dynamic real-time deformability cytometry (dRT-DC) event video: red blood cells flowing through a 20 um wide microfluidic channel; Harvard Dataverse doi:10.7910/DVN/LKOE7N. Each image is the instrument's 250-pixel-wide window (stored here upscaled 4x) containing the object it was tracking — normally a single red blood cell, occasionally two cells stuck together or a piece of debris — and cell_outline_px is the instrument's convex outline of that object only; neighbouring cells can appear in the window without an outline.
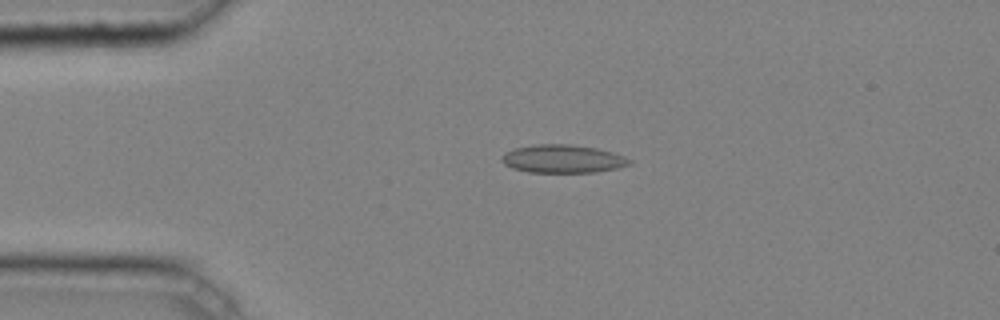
{"species": "common noctule bat (a hibernating species)", "species_latin": "Nyctalus noctula", "temperature_condition": "cold", "stored_images_in_passage": 4, "camera_frame_rate_fps": 3000, "um_per_image_px": 0.085, "animal": {"sex": "male", "body_mass_g": 20.4}, "frame": {"image": 1, "passage_image": 3, "time_ms": 0.667, "image_size_px": [1000, 320], "cell_outline_px": [[632, 164], [616, 168], [596, 172], [528, 172], [512, 168], [504, 164], [500, 160], [500, 156], [504, 152], [512, 148], [532, 144], [568, 144], [596, 148], [612, 152], [624, 156], [632, 160]], "centroid_in_image_um": [47.78, 13.49], "position_along_channel_um": 37.2, "area_um2": 21.15}}
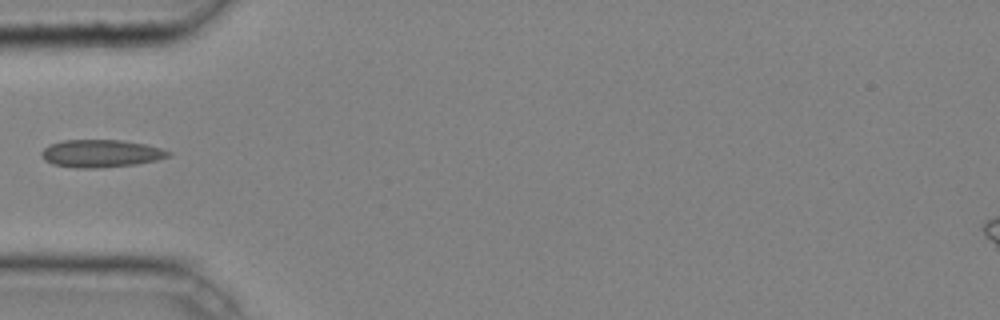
{"frame": {"image": 2, "passage_image": 4, "time_ms": 1.0, "image_size_px": [1000, 320], "cell_outline_px": [[172, 152], [168, 156], [156, 160], [136, 164], [100, 168], [76, 168], [52, 164], [44, 160], [40, 156], [40, 152], [48, 144], [64, 140], [120, 140], [144, 144], [160, 148]], "centroid_in_image_um": [8.51, 13.05], "position_along_channel_um": 76.5, "area_um2": 20.46}}